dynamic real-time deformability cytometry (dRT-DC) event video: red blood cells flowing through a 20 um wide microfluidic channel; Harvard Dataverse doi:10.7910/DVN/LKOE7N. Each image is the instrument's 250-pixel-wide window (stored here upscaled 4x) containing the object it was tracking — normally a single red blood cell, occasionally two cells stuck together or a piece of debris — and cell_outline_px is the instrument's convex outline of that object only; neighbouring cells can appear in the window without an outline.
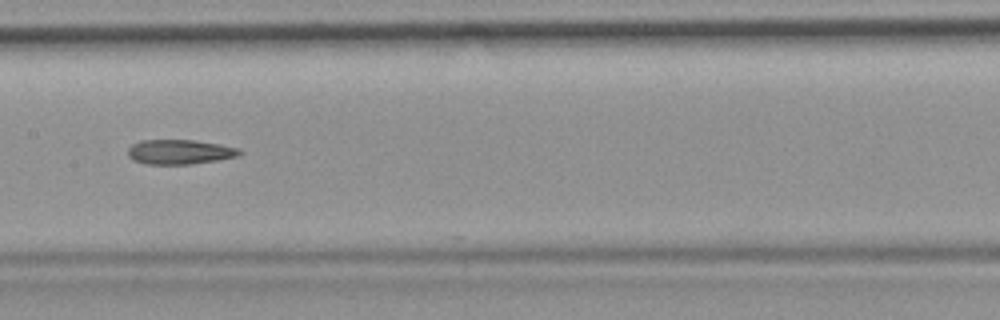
{"species": "common noctule bat (a hibernating species)", "species_latin": "Nyctalus noctula", "temperature_condition": "room temperature", "stored_images_in_passage": 38, "camera_frame_rate_fps": 3000, "um_per_image_px": 0.085, "animal": {"sex": "female", "body_mass_g": 19.9}, "frame": {"image": 1, "passage_image": 12, "time_ms": 3.667, "image_size_px": [1000, 320], "cell_outline_px": [[244, 152], [240, 156], [192, 164], [148, 164], [132, 160], [128, 156], [128, 148], [132, 144], [140, 140], [192, 140], [220, 144], [240, 148]], "centroid_in_image_um": [15.3, 12.91], "position_along_channel_um": 192.1, "area_um2": 16.18}}